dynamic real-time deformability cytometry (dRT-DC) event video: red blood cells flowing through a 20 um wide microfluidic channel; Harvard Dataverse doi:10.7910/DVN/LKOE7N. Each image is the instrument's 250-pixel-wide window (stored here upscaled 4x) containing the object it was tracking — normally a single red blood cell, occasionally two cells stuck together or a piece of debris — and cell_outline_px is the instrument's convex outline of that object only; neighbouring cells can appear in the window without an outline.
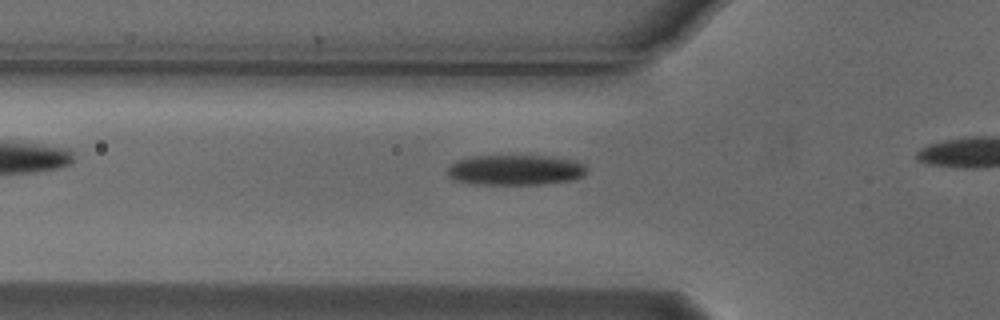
{"species": "Egyptian fruit bat (a non-hibernating species)", "species_latin": "Rousettus aegyptiacus", "temperature_condition": "cold", "stored_images_in_passage": 4, "camera_frame_rate_fps": 3000, "um_per_image_px": 0.085, "animal": {"sex": "male"}, "frame": {"image": 1, "passage_image": 3, "time_ms": 0.667, "image_size_px": [1000, 320], "cell_outline_px": [[588, 168], [584, 176], [572, 180], [540, 184], [476, 184], [452, 180], [448, 176], [448, 164], [456, 160], [472, 156], [552, 156], [584, 164]], "centroid_in_image_um": [43.76, 14.45], "position_along_channel_um": 82.0, "area_um2": 24.68}}